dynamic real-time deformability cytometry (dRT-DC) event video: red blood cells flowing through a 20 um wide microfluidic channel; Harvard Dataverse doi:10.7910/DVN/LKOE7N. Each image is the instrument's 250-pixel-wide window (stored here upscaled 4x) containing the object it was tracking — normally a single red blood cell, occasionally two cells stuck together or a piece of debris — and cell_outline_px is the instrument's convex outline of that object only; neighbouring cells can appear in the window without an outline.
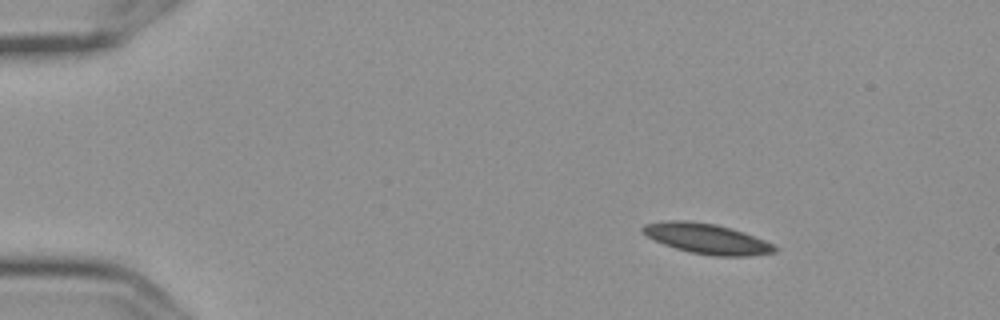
{"species": "Egyptian fruit bat (a non-hibernating species)", "species_latin": "Rousettus aegyptiacus", "temperature_condition": "cold", "stored_images_in_passage": 10, "camera_frame_rate_fps": 3000, "um_per_image_px": 0.085, "frame": {"image": 1, "passage_image": 1, "time_ms": 0.0, "image_size_px": [1000, 320], "cell_outline_px": [[780, 248], [776, 252], [748, 256], [712, 256], [692, 252], [676, 248], [664, 244], [640, 232], [640, 228], [644, 224], [664, 220], [684, 220], [716, 224], [732, 228], [744, 232], [764, 240]], "centroid_in_image_um": [60.08, 20.28], "position_along_channel_um": 24.9, "area_um2": 23.29}}
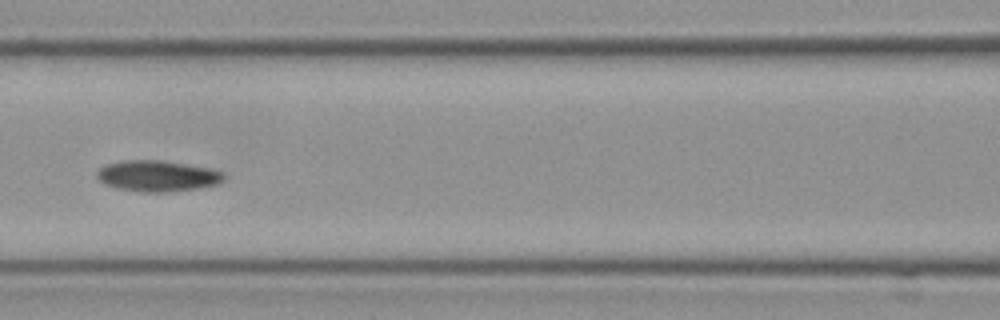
{"frame": {"image": 2, "passage_image": 6, "time_ms": 1.667, "image_size_px": [1000, 320], "cell_outline_px": [[224, 180], [220, 184], [200, 188], [172, 192], [136, 192], [116, 188], [104, 184], [96, 176], [96, 172], [104, 164], [120, 160], [160, 160], [208, 168], [224, 172]], "centroid_in_image_um": [13.36, 14.97], "position_along_channel_um": 153.2, "area_um2": 23.29}}
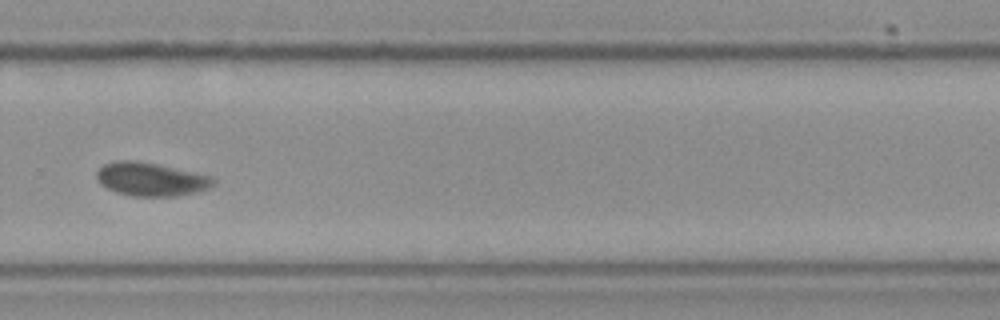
{"frame": {"image": 3, "passage_image": 10, "time_ms": 3.0, "image_size_px": [1000, 320], "cell_outline_px": [[216, 184], [212, 188], [196, 192], [176, 196], [132, 196], [116, 192], [100, 184], [96, 176], [96, 172], [104, 164], [116, 160], [136, 160], [156, 164], [212, 176], [216, 180]], "centroid_in_image_um": [12.85, 15.24], "position_along_channel_um": 316.9, "area_um2": 22.83}}